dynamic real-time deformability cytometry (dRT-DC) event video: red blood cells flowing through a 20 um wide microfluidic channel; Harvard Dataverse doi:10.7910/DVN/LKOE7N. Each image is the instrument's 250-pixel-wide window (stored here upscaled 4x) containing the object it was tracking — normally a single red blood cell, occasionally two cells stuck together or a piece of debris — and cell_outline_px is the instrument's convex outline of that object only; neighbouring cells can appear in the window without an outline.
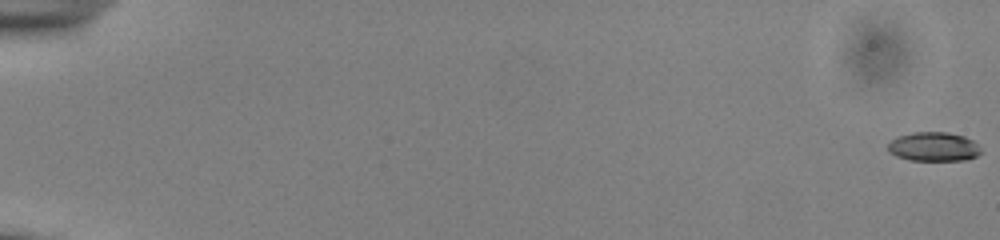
{"species": "common noctule bat (a hibernating species)", "species_latin": "Nyctalus noctula", "temperature_condition": "cold", "stored_images_in_passage": 55, "camera_frame_rate_fps": 3000, "um_per_image_px": 0.085, "animal": {"sex": "male", "body_mass_g": 13.0, "forearm_length_mm": 53.1}, "frame": {"image": 1, "passage_image": 1, "time_ms": 0.0, "image_size_px": [1000, 240], "cell_outline_px": [[984, 152], [976, 156], [964, 160], [908, 160], [896, 156], [888, 152], [888, 144], [892, 140], [900, 136], [912, 132], [948, 132], [964, 136], [972, 140]], "centroid_in_image_um": [79.37, 12.47], "position_along_channel_um": 5.6, "area_um2": 15.78}}
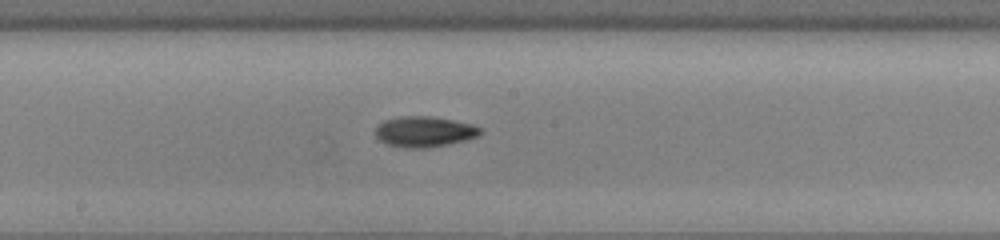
{"frame": {"image": 2, "passage_image": 32, "time_ms": 10.333, "image_size_px": [1000, 240], "cell_outline_px": [[484, 128], [480, 136], [448, 144], [428, 148], [404, 148], [388, 144], [380, 140], [376, 136], [376, 128], [384, 120], [400, 116], [432, 116], [472, 124]], "centroid_in_image_um": [36.11, 11.19], "position_along_channel_um": 212.1, "area_um2": 18.79}}
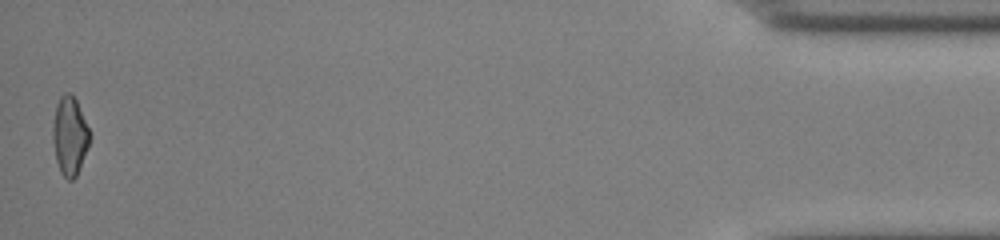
{"frame": {"image": 3, "passage_image": 55, "time_ms": 18.0, "image_size_px": [1000, 240], "cell_outline_px": [[92, 136], [88, 148], [76, 176], [72, 180], [68, 180], [60, 172], [56, 160], [52, 136], [52, 124], [56, 104], [60, 96], [64, 92], [68, 92], [76, 100]], "centroid_in_image_um": [5.92, 11.55], "position_along_channel_um": 429.3, "area_um2": 16.99}, "authors_computed_cell_mechanics": {"area_um2": 17.051, "velocity_mm_per_s": 3.9138, "shape_relaxation_time_tau1_ms": 4.0168, "shape_relaxation_time_tau2_ms": null, "deformation_change_tau1": 0.1415, "deformation_change_tau2": null}}